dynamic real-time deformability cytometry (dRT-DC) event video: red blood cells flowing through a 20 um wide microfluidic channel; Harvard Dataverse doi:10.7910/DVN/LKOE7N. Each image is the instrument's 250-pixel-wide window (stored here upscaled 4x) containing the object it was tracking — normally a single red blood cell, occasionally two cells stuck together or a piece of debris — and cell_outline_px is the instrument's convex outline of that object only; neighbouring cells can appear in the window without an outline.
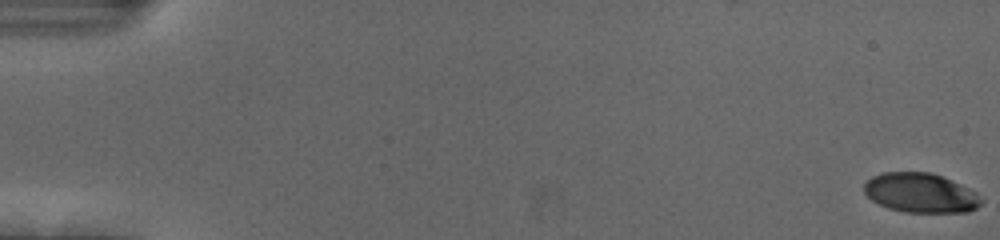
{"species": "human", "species_latin": "Homo sapiens", "temperature_condition": "cold", "stored_images_in_passage": 56, "camera_frame_rate_fps": 3000, "um_per_image_px": 0.085, "donor": {"sex": "female"}, "frame": {"image": 1, "passage_image": 1, "time_ms": 0.0, "image_size_px": [1000, 240], "cell_outline_px": [[984, 200], [976, 208], [968, 212], [904, 212], [888, 208], [872, 200], [864, 192], [864, 184], [872, 176], [880, 172], [928, 172], [940, 176], [960, 184], [976, 192]], "centroid_in_image_um": [78.24, 16.4], "position_along_channel_um": 6.8, "area_um2": 26.88}}
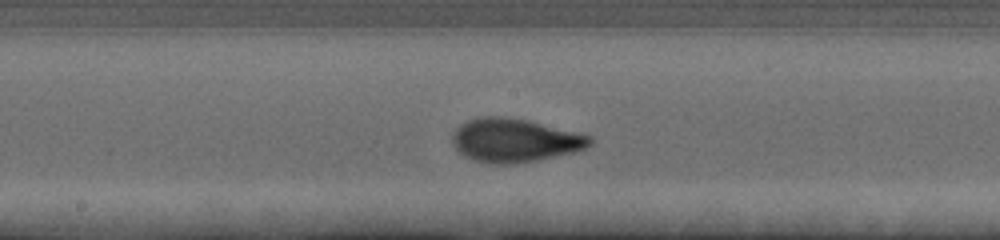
{"frame": {"image": 2, "passage_image": 31, "time_ms": 10.0, "image_size_px": [1000, 240], "cell_outline_px": [[592, 144], [584, 148], [572, 152], [536, 160], [516, 164], [488, 164], [464, 156], [456, 148], [452, 140], [452, 136], [456, 128], [460, 124], [476, 116], [504, 116], [528, 120], [592, 136]], "centroid_in_image_um": [43.72, 11.92], "position_along_channel_um": 204.5, "area_um2": 34.85}}
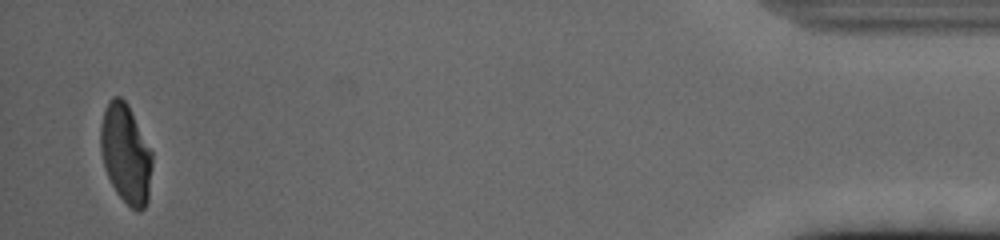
{"frame": {"image": 3, "passage_image": 55, "time_ms": 18.0, "image_size_px": [1000, 240], "cell_outline_px": [[152, 168], [148, 200], [144, 208], [140, 212], [136, 212], [116, 192], [104, 168], [100, 152], [100, 124], [104, 108], [108, 100], [112, 96], [120, 96], [128, 104], [152, 152]], "centroid_in_image_um": [10.68, 13.05], "position_along_channel_um": 424.5, "area_um2": 30.11}, "authors_computed_cell_mechanics": {"area_um2": 31.8189, "velocity_mm_per_s": 3.7085, "shape_relaxation_time_tau1_ms": 3.8935, "shape_relaxation_time_tau2_ms": 0.7322, "deformation_change_tau1": 0.2014, "deformation_change_tau2": 0.0548}}